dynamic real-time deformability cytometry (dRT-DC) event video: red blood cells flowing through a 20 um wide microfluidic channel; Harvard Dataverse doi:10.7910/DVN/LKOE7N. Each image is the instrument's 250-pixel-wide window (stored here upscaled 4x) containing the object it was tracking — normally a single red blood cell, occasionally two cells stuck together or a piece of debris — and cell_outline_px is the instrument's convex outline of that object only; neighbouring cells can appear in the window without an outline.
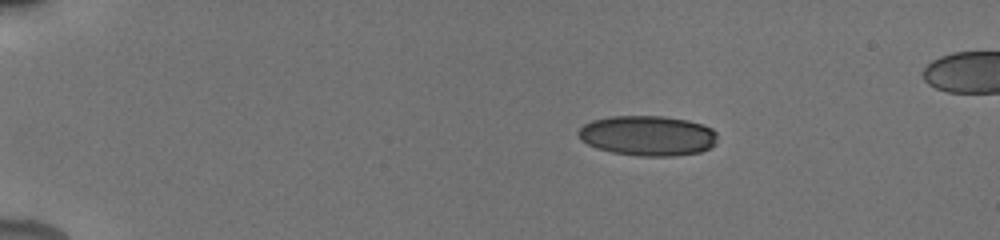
{"species": "human", "species_latin": "Homo sapiens", "temperature_condition": "cold", "stored_images_in_passage": 23, "camera_frame_rate_fps": 3000, "um_per_image_px": 0.085, "donor": {"sex": "male"}, "frame": {"image": 1, "passage_image": 1, "time_ms": 0.0, "image_size_px": [1000, 240], "cell_outline_px": [[716, 144], [700, 152], [672, 156], [640, 156], [612, 152], [596, 148], [580, 140], [576, 132], [584, 124], [592, 120], [612, 116], [664, 116], [688, 120], [704, 124], [712, 128], [716, 132]], "centroid_in_image_um": [55.05, 11.53], "position_along_channel_um": 30.0, "area_um2": 32.71}}
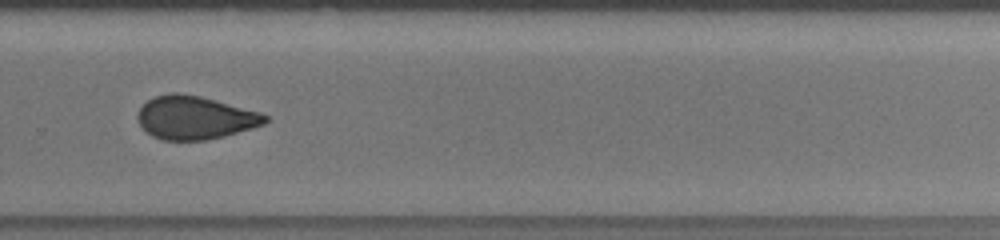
{"frame": {"image": 2, "passage_image": 14, "time_ms": 9.667, "image_size_px": [1000, 240], "cell_outline_px": [[268, 120], [264, 124], [252, 128], [224, 136], [208, 140], [164, 140], [152, 136], [140, 124], [136, 116], [140, 108], [148, 100], [156, 96], [172, 92], [176, 92], [200, 96], [260, 112], [268, 116]], "centroid_in_image_um": [16.57, 10.0], "position_along_channel_um": 313.2, "area_um2": 31.91}, "authors_computed_cell_mechanics": {"area_um2": 32.7148, "velocity_mm_per_s": 3.8834, "shape_relaxation_time_tau1_ms": 5.9455, "shape_relaxation_time_tau2_ms": 1.4804, "deformation_change_tau1": 0.1415, "deformation_change_tau2": 0.0704}}